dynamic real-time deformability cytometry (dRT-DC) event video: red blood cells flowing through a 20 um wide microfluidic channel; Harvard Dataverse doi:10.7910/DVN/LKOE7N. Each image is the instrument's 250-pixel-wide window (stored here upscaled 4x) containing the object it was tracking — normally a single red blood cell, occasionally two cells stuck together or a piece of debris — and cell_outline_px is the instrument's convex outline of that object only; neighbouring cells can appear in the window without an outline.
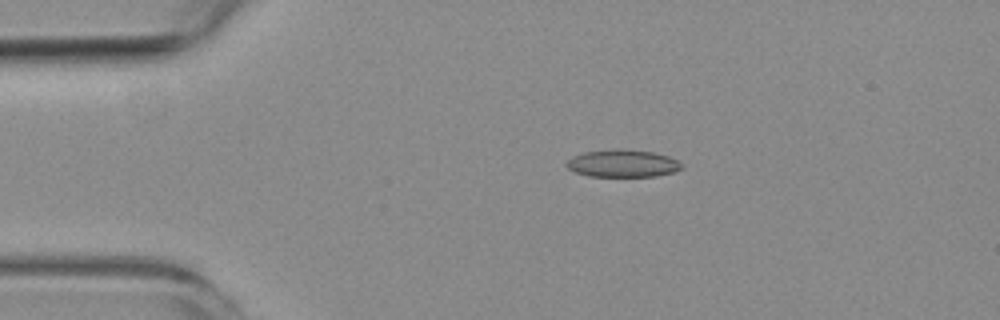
{"species": "common noctule bat (a hibernating species)", "species_latin": "Nyctalus noctula", "temperature_condition": "room temperature", "stored_images_in_passage": 4, "camera_frame_rate_fps": 3000, "um_per_image_px": 0.085, "animal": {"sex": "female", "body_mass_g": 19.3, "forearm_length_mm": 54.1}, "frame": {"image": 1, "passage_image": 2, "time_ms": 2.0, "image_size_px": [1000, 320], "cell_outline_px": [[684, 168], [676, 172], [656, 176], [588, 176], [576, 172], [568, 168], [564, 164], [572, 156], [584, 152], [616, 148], [652, 152], [668, 156], [676, 160]], "centroid_in_image_um": [52.92, 13.89], "position_along_channel_um": 32.1, "area_um2": 18.44}}
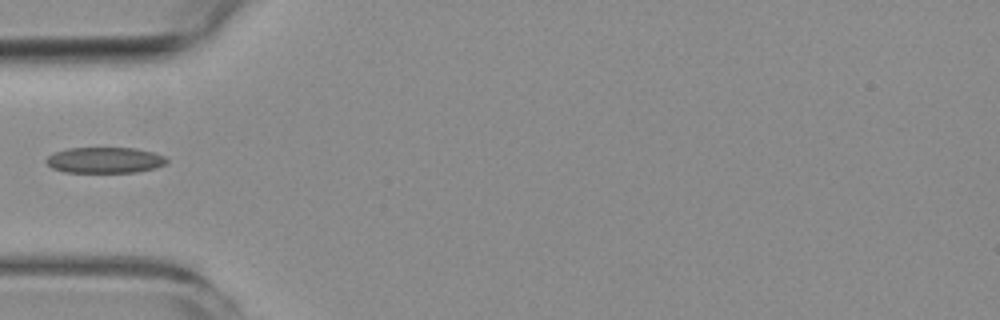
{"frame": {"image": 2, "passage_image": 4, "time_ms": 4.333, "image_size_px": [1000, 320], "cell_outline_px": [[168, 164], [156, 168], [136, 172], [64, 172], [52, 168], [44, 160], [48, 156], [56, 152], [68, 148], [136, 148], [152, 152], [164, 156], [168, 160]], "centroid_in_image_um": [8.93, 13.61], "position_along_channel_um": 76.1, "area_um2": 18.21}}